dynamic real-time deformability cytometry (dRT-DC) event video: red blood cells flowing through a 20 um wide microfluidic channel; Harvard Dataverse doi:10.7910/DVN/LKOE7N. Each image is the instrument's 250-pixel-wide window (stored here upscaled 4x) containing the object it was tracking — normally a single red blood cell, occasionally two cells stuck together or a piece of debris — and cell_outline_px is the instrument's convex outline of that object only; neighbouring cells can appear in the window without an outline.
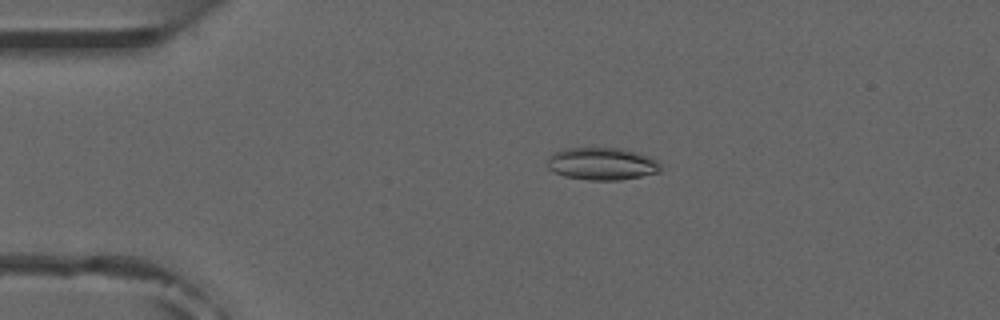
{"species": "common noctule bat (a hibernating species)", "species_latin": "Nyctalus noctula", "temperature_condition": "room temperature", "stored_images_in_passage": 53, "camera_frame_rate_fps": 3000, "um_per_image_px": 0.085, "animal": {"sex": "male", "forearm_length_mm": 52.5}, "frame": {"image": 1, "passage_image": 11, "time_ms": 3.333, "image_size_px": [1000, 320], "cell_outline_px": [[660, 172], [620, 180], [588, 180], [564, 176], [548, 168], [548, 160], [552, 152], [564, 148], [620, 148], [636, 152], [648, 156], [656, 160], [660, 164]], "centroid_in_image_um": [51.15, 13.92], "position_along_channel_um": 33.9, "area_um2": 21.33}}
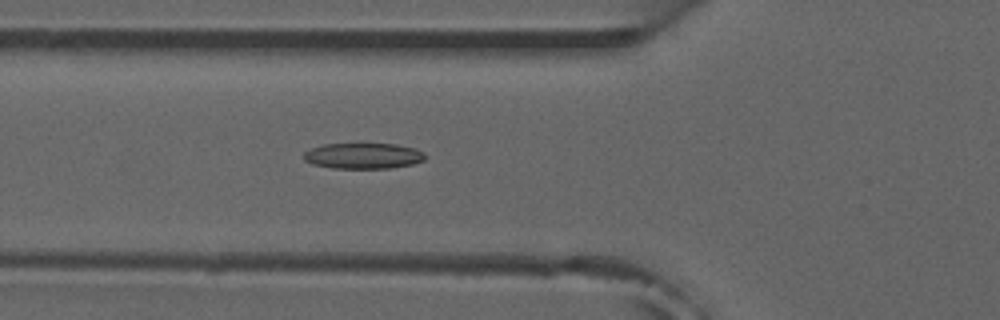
{"frame": {"image": 2, "passage_image": 19, "time_ms": 6.0, "image_size_px": [1000, 320], "cell_outline_px": [[424, 160], [412, 164], [392, 168], [332, 168], [312, 164], [304, 160], [304, 152], [312, 148], [324, 144], [396, 144], [416, 148], [424, 152]], "centroid_in_image_um": [30.88, 13.25], "position_along_channel_um": 94.9, "area_um2": 18.21}}
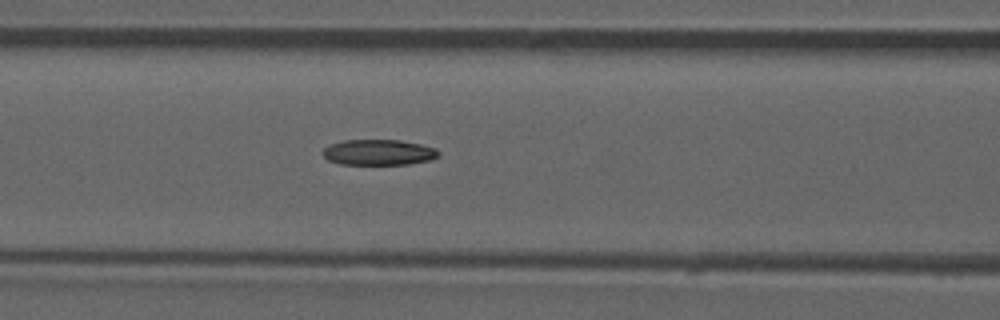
{"frame": {"image": 3, "passage_image": 22, "time_ms": 7.0, "image_size_px": [1000, 320], "cell_outline_px": [[440, 156], [428, 160], [408, 164], [340, 164], [328, 160], [320, 152], [328, 144], [344, 140], [400, 140], [420, 144], [436, 148], [440, 152]], "centroid_in_image_um": [32.16, 12.94], "position_along_channel_um": 134.4, "area_um2": 17.4}}